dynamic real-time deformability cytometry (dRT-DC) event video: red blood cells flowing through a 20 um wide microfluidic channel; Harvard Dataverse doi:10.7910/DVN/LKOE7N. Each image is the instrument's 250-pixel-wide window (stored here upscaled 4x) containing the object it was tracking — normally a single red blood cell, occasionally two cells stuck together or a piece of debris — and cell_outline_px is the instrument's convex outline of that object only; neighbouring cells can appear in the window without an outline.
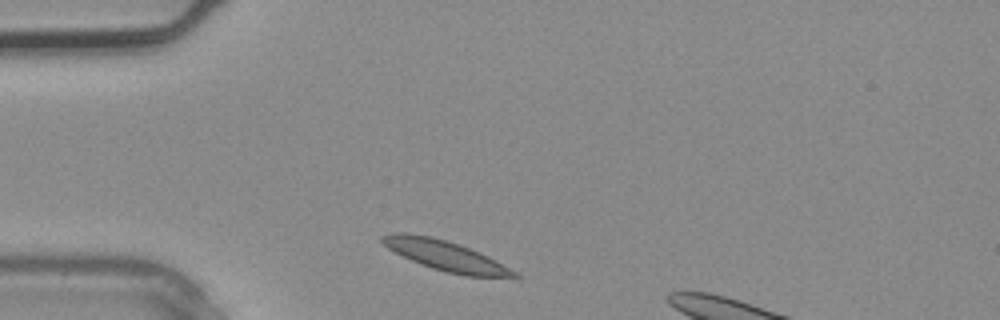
{"species": "common noctule bat (a hibernating species)", "species_latin": "Nyctalus noctula", "temperature_condition": "warm", "stored_images_in_passage": 1, "camera_frame_rate_fps": 3000, "um_per_image_px": 0.085, "animal": {"sex": "male", "body_mass_g": 20.4}, "frame": {"image": 1, "passage_image": 1, "time_ms": 0.0, "image_size_px": [1000, 320], "cell_outline_px": [[520, 280], [516, 280], [464, 276], [432, 268], [420, 264], [388, 248], [380, 240], [380, 236], [392, 232], [408, 232], [432, 236], [480, 252], [496, 260], [516, 272], [520, 276]], "centroid_in_image_um": [37.97, 21.77], "position_along_channel_um": 47.0, "area_um2": 23.52}}